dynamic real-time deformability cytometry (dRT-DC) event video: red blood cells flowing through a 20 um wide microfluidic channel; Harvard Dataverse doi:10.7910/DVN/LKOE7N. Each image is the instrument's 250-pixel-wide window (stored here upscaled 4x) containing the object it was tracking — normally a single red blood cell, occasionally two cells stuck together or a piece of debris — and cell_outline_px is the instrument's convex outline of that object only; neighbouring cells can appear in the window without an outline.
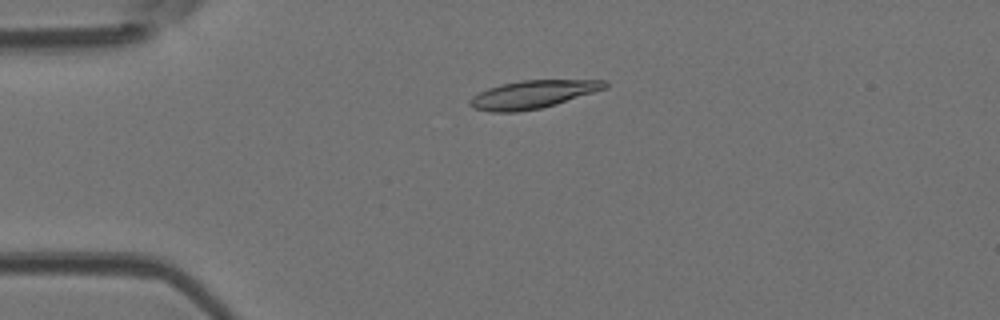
{"species": "Egyptian fruit bat (a non-hibernating species)", "species_latin": "Rousettus aegyptiacus", "temperature_condition": "room temperature", "stored_images_in_passage": 4, "camera_frame_rate_fps": 3000, "um_per_image_px": 0.085, "animal": {"sex": "female"}, "frame": {"image": 1, "passage_image": 3, "time_ms": 0.667, "image_size_px": [1000, 320], "cell_outline_px": [[608, 88], [556, 104], [540, 108], [516, 112], [488, 112], [472, 108], [468, 104], [468, 100], [472, 96], [488, 88], [500, 84], [520, 80], [608, 80]], "centroid_in_image_um": [45.27, 8.02], "position_along_channel_um": 39.7, "area_um2": 22.2}}